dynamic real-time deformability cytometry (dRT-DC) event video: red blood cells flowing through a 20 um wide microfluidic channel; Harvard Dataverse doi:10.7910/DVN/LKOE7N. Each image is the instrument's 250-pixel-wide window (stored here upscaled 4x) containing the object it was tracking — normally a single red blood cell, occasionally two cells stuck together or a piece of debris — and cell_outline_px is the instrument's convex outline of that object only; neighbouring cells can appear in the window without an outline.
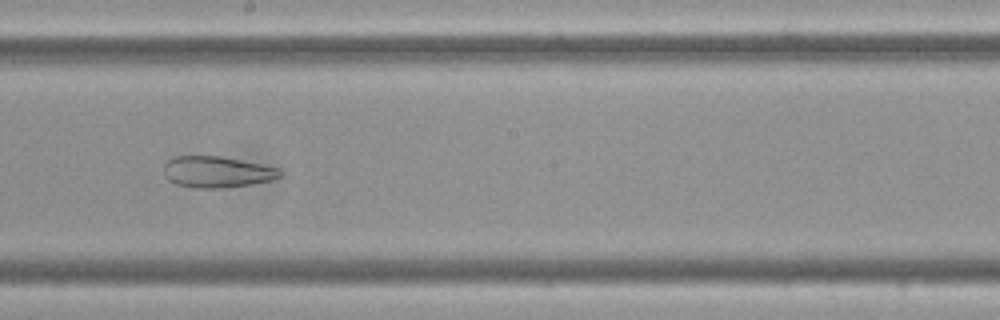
{"species": "Egyptian fruit bat (a non-hibernating species)", "species_latin": "Rousettus aegyptiacus", "temperature_condition": "cold", "stored_images_in_passage": 59, "camera_frame_rate_fps": 3000, "um_per_image_px": 0.085, "frame": {"image": 1, "passage_image": 33, "time_ms": 10.667, "image_size_px": [1000, 320], "cell_outline_px": [[280, 176], [272, 180], [252, 184], [220, 188], [192, 188], [176, 184], [168, 180], [164, 176], [164, 164], [172, 156], [220, 156], [280, 168]], "centroid_in_image_um": [18.39, 14.62], "position_along_channel_um": 229.8, "area_um2": 21.21}}
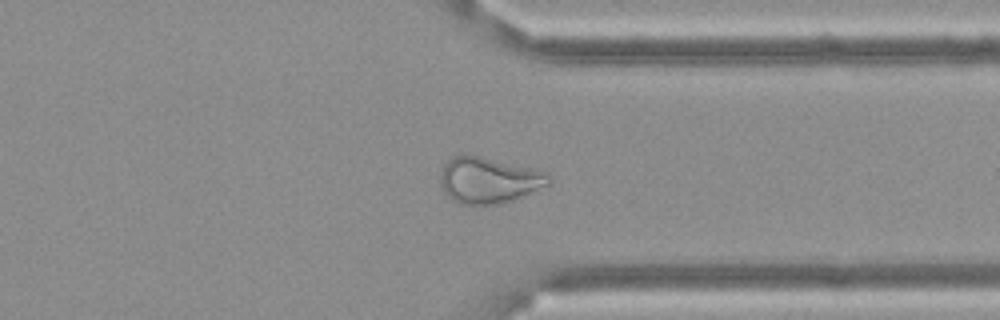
{"frame": {"image": 2, "passage_image": 45, "time_ms": 14.667, "image_size_px": [1000, 320], "cell_outline_px": [[552, 180], [548, 184], [512, 200], [500, 204], [460, 204], [452, 200], [444, 192], [440, 184], [440, 172], [444, 164], [452, 156], [480, 156], [548, 172], [552, 176]], "centroid_in_image_um": [41.52, 15.32], "position_along_channel_um": 369.9, "area_um2": 28.84}}
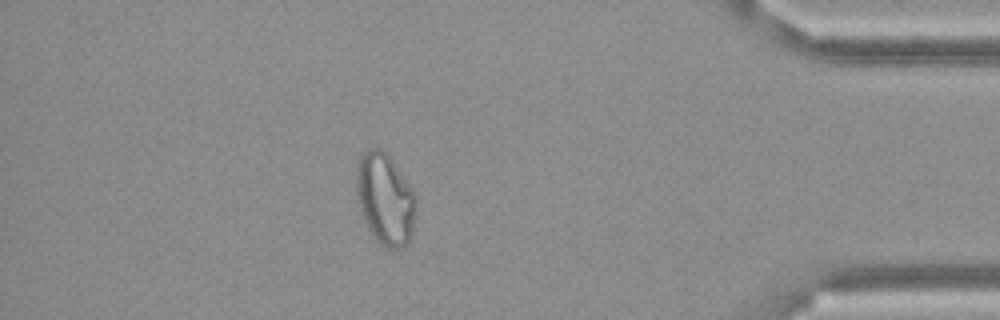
{"frame": {"image": 3, "passage_image": 51, "time_ms": 16.667, "image_size_px": [1000, 320], "cell_outline_px": [[416, 208], [412, 232], [408, 244], [400, 248], [388, 248], [380, 244], [372, 236], [368, 228], [360, 208], [356, 192], [356, 168], [360, 156], [368, 148], [380, 148], [392, 160], [416, 192]], "centroid_in_image_um": [32.75, 16.91], "position_along_channel_um": 402.5, "area_um2": 31.96}}